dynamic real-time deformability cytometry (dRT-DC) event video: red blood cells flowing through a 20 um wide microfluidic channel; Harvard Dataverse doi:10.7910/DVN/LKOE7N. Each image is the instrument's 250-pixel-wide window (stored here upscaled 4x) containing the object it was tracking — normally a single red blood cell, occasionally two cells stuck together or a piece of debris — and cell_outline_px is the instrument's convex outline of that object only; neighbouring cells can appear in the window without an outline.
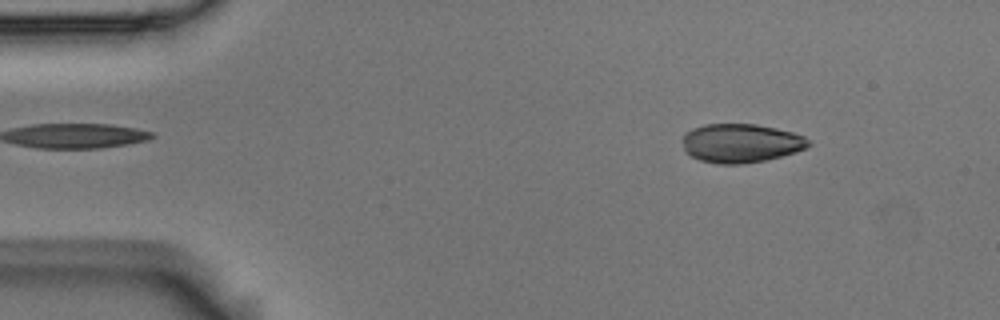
{"species": "Egyptian fruit bat (a non-hibernating species)", "species_latin": "Rousettus aegyptiacus", "temperature_condition": "room temperature", "stored_images_in_passage": 3, "camera_frame_rate_fps": 3000, "um_per_image_px": 0.085, "animal": {"sex": "male"}, "frame": {"image": 1, "passage_image": 1, "time_ms": 0.0, "image_size_px": [1000, 320], "cell_outline_px": [[812, 144], [796, 152], [764, 160], [740, 164], [720, 164], [700, 160], [684, 152], [684, 132], [692, 128], [704, 124], [756, 124], [776, 128], [792, 132], [804, 136]], "centroid_in_image_um": [62.96, 12.16], "position_along_channel_um": 22.0, "area_um2": 28.44}}